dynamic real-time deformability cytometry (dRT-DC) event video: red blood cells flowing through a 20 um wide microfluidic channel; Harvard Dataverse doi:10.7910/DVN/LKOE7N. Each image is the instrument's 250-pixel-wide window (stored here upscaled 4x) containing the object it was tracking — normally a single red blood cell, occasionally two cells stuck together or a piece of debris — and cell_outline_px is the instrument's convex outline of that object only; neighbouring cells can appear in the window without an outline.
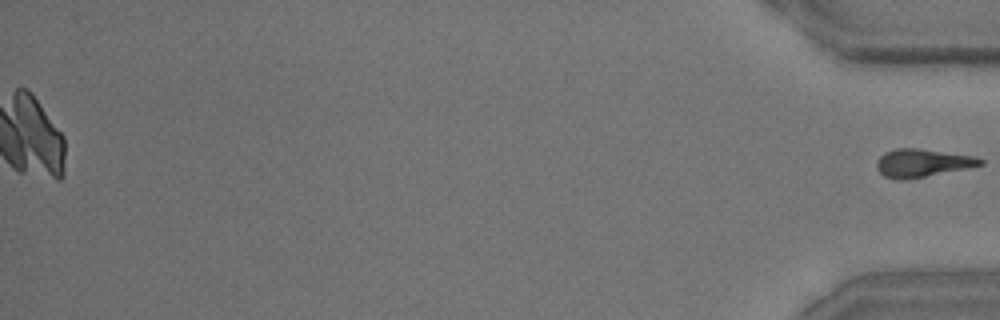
{"species": "common noctule bat (a hibernating species)", "species_latin": "Nyctalus noctula", "temperature_condition": "room temperature", "stored_images_in_passage": 43, "camera_frame_rate_fps": 3000, "um_per_image_px": 0.085, "animal": {"sex": "male", "body_mass_g": 15.6}, "frame": {"image": 1, "passage_image": 43, "time_ms": 14.0, "image_size_px": [1000, 320], "cell_outline_px": [[984, 164], [904, 180], [896, 180], [884, 176], [876, 168], [876, 160], [884, 152], [896, 148], [920, 148], [972, 156], [984, 160]], "centroid_in_image_um": [78.32, 13.84], "position_along_channel_um": 356.9, "area_um2": 16.7}}